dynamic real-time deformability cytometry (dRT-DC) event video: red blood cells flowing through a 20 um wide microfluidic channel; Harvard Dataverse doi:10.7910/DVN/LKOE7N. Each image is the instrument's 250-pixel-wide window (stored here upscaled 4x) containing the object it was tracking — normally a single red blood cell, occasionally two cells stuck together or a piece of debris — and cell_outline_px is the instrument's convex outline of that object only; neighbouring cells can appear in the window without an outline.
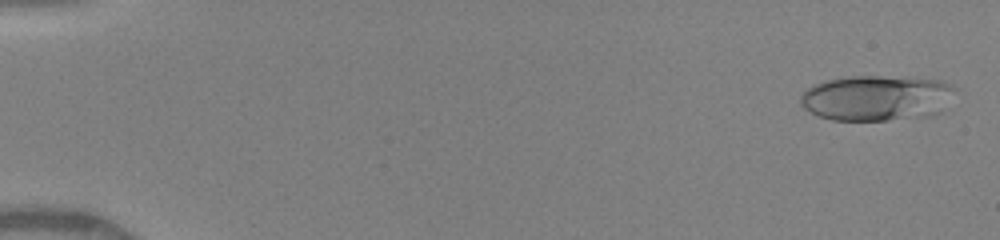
{"species": "human", "species_latin": "Homo sapiens", "temperature_condition": "warm", "stored_images_in_passage": 49, "camera_frame_rate_fps": 3000, "um_per_image_px": 0.085, "donor": {"sex": "female"}, "frame": {"image": 1, "passage_image": 2, "time_ms": 0.333, "image_size_px": [1000, 240], "cell_outline_px": [[956, 88], [940, 112], [936, 116], [888, 120], [832, 120], [820, 116], [804, 108], [800, 104], [800, 96], [812, 84], [828, 80], [852, 76], [880, 76], [940, 80], [952, 84]], "centroid_in_image_um": [74.52, 8.33], "position_along_channel_um": 10.5, "area_um2": 40.98}}
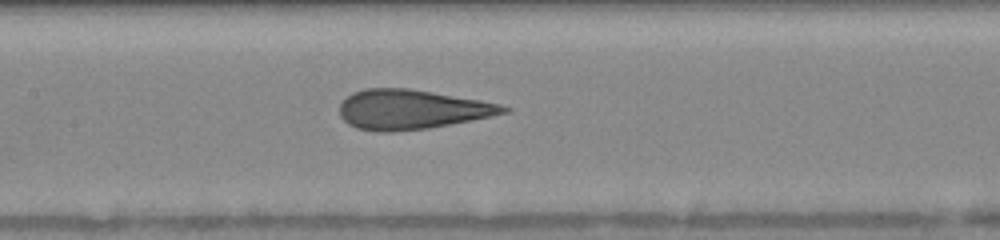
{"frame": {"image": 2, "passage_image": 25, "time_ms": 8.0, "image_size_px": [1000, 240], "cell_outline_px": [[512, 108], [508, 112], [492, 116], [428, 128], [392, 132], [376, 132], [356, 128], [348, 124], [340, 116], [340, 104], [352, 92], [364, 88], [408, 88], [480, 100], [500, 104]], "centroid_in_image_um": [34.96, 9.31], "position_along_channel_um": 172.4, "area_um2": 37.74}}
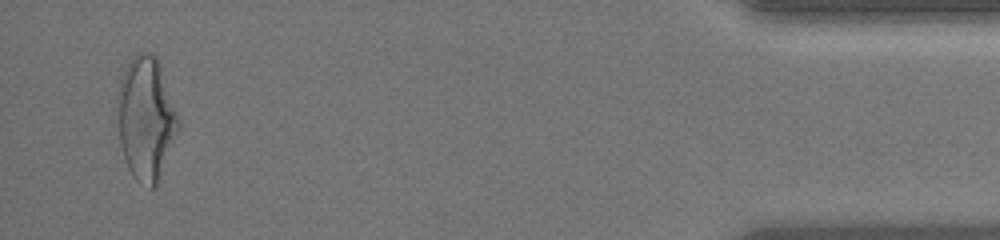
{"frame": {"image": 3, "passage_image": 48, "time_ms": 15.667, "image_size_px": [1000, 240], "cell_outline_px": [[180, 124], [156, 184], [152, 188], [136, 180], [132, 176], [128, 168], [120, 144], [112, 116], [120, 76], [124, 68], [132, 56], [140, 52], [152, 52], [160, 60], [180, 116]], "centroid_in_image_um": [12.35, 9.95], "position_along_channel_um": 422.8, "area_um2": 45.2}, "authors_computed_cell_mechanics": {"area_um2": 37.859, "velocity_mm_per_s": 4.1412, "shape_relaxation_time_tau1_ms": 4.9256, "shape_relaxation_time_tau2_ms": 0.8027, "deformation_change_tau1": 0.2034, "deformation_change_tau2": 0.0957}}